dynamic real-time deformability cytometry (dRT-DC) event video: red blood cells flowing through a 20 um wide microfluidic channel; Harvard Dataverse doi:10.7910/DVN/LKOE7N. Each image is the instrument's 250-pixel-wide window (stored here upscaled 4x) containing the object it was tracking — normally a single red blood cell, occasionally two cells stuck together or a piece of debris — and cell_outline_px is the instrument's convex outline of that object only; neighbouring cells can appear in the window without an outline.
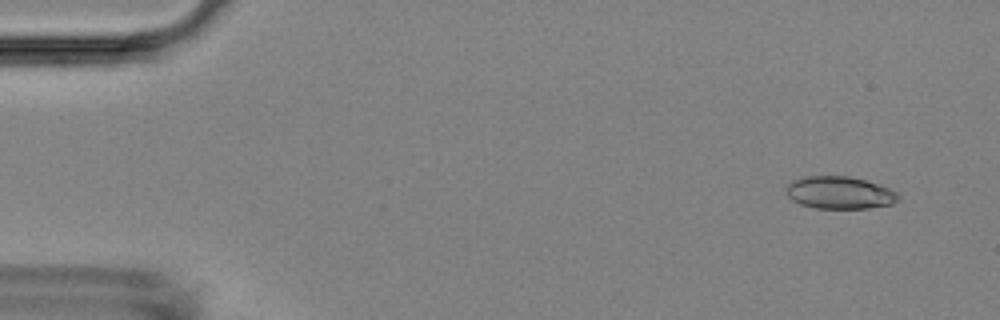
{"species": "Egyptian fruit bat (a non-hibernating species)", "species_latin": "Rousettus aegyptiacus", "temperature_condition": "room temperature", "stored_images_in_passage": 8, "camera_frame_rate_fps": 3000, "um_per_image_px": 0.085, "animal": {"sex": "female"}, "frame": {"image": 1, "passage_image": 1, "time_ms": 0.0, "image_size_px": [1000, 320], "cell_outline_px": [[900, 200], [892, 204], [868, 208], [816, 208], [800, 204], [792, 200], [788, 196], [784, 188], [792, 180], [804, 176], [848, 176], [880, 184], [896, 192], [900, 196]], "centroid_in_image_um": [71.35, 16.37], "position_along_channel_um": 13.6, "area_um2": 21.33}}